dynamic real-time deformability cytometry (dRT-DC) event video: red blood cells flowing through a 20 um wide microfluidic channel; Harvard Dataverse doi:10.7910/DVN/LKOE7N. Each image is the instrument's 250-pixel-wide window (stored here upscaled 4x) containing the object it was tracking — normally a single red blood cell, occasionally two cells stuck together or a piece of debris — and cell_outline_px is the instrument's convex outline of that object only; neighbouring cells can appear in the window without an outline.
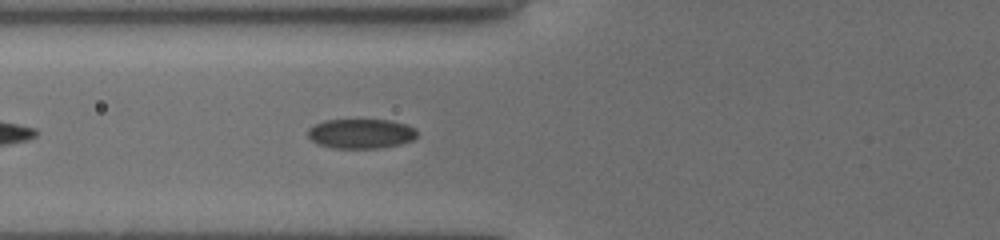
{"species": "common noctule bat (a hibernating species)", "species_latin": "Nyctalus noctula", "temperature_condition": "cold", "stored_images_in_passage": 10, "camera_frame_rate_fps": 3000, "um_per_image_px": 0.085, "animal": {"sex": "female", "body_mass_g": 19.5, "forearm_length_mm": 54.1}, "frame": {"image": 1, "passage_image": 6, "time_ms": 1.667, "image_size_px": [1000, 240], "cell_outline_px": [[416, 136], [412, 140], [400, 144], [380, 148], [332, 148], [316, 144], [308, 136], [308, 128], [324, 120], [388, 120], [408, 124], [416, 128]], "centroid_in_image_um": [30.68, 11.36], "position_along_channel_um": 95.1, "area_um2": 18.96}}